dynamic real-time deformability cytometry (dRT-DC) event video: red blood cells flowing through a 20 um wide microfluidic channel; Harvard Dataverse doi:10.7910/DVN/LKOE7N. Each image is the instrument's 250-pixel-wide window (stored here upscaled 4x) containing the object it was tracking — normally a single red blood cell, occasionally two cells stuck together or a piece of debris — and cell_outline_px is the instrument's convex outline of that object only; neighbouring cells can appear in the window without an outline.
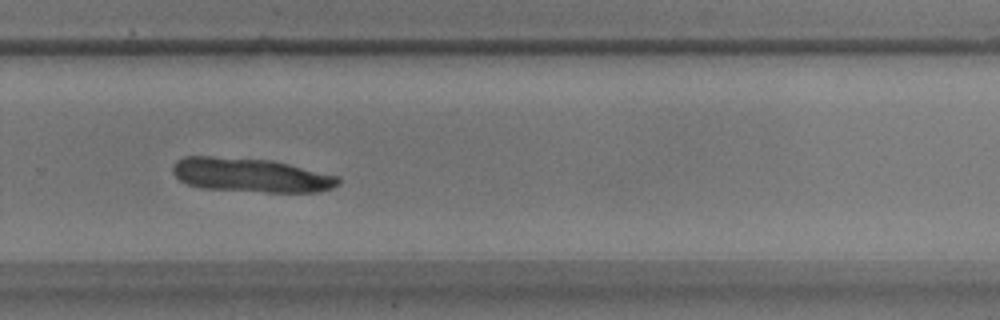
{"species": "common noctule bat (a hibernating species)", "species_latin": "Nyctalus noctula", "temperature_condition": "warm", "stored_images_in_passage": 57, "camera_frame_rate_fps": 3000, "um_per_image_px": 0.085, "animal": {"sex": "male", "body_mass_g": 17.9}, "frame": {"image": 1, "passage_image": 38, "time_ms": 12.333, "image_size_px": [1000, 320], "cell_outline_px": [[340, 184], [332, 188], [320, 192], [264, 192], [204, 188], [188, 184], [180, 180], [172, 172], [172, 164], [176, 160], [184, 156], [212, 156], [272, 160], [340, 176]], "centroid_in_image_um": [21.33, 14.88], "position_along_channel_um": 308.5, "area_um2": 33.06}}
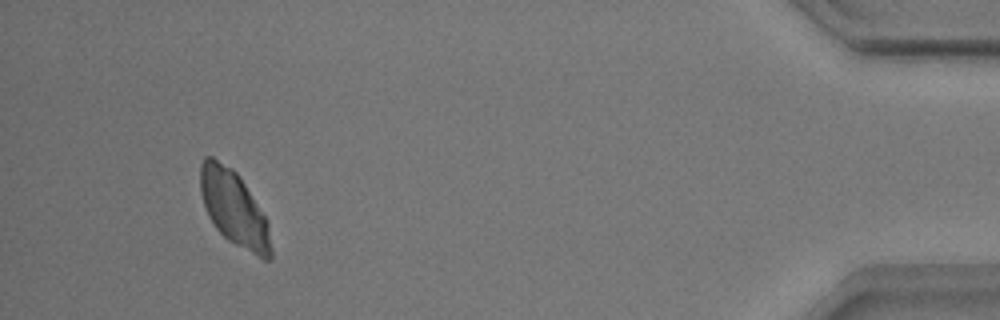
{"frame": {"image": 2, "passage_image": 53, "time_ms": 17.333, "image_size_px": [1000, 320], "cell_outline_px": [[272, 260], [264, 260], [228, 240], [216, 228], [208, 216], [200, 192], [200, 164], [204, 156], [212, 156], [232, 168], [236, 172], [268, 220], [272, 248]], "centroid_in_image_um": [19.89, 17.72], "position_along_channel_um": 415.3, "area_um2": 30.92}}